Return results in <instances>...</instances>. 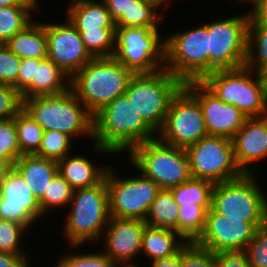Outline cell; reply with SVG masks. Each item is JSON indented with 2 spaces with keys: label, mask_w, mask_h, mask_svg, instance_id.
<instances>
[{
  "label": "cell",
  "mask_w": 267,
  "mask_h": 267,
  "mask_svg": "<svg viewBox=\"0 0 267 267\" xmlns=\"http://www.w3.org/2000/svg\"><path fill=\"white\" fill-rule=\"evenodd\" d=\"M79 252L63 253L54 267H118L103 251Z\"/></svg>",
  "instance_id": "cell-38"
},
{
  "label": "cell",
  "mask_w": 267,
  "mask_h": 267,
  "mask_svg": "<svg viewBox=\"0 0 267 267\" xmlns=\"http://www.w3.org/2000/svg\"><path fill=\"white\" fill-rule=\"evenodd\" d=\"M184 83L165 68L149 74H135L125 95L140 117L157 133L163 126L172 98Z\"/></svg>",
  "instance_id": "cell-7"
},
{
  "label": "cell",
  "mask_w": 267,
  "mask_h": 267,
  "mask_svg": "<svg viewBox=\"0 0 267 267\" xmlns=\"http://www.w3.org/2000/svg\"><path fill=\"white\" fill-rule=\"evenodd\" d=\"M135 74L113 57L92 58L70 79V88L94 116L125 94Z\"/></svg>",
  "instance_id": "cell-2"
},
{
  "label": "cell",
  "mask_w": 267,
  "mask_h": 267,
  "mask_svg": "<svg viewBox=\"0 0 267 267\" xmlns=\"http://www.w3.org/2000/svg\"><path fill=\"white\" fill-rule=\"evenodd\" d=\"M70 212L63 222V239L71 248L98 242L105 230L110 214L106 179L99 184L73 191Z\"/></svg>",
  "instance_id": "cell-4"
},
{
  "label": "cell",
  "mask_w": 267,
  "mask_h": 267,
  "mask_svg": "<svg viewBox=\"0 0 267 267\" xmlns=\"http://www.w3.org/2000/svg\"><path fill=\"white\" fill-rule=\"evenodd\" d=\"M40 5H17L0 7V44H5L16 33L23 30L38 13ZM32 14V15H31Z\"/></svg>",
  "instance_id": "cell-28"
},
{
  "label": "cell",
  "mask_w": 267,
  "mask_h": 267,
  "mask_svg": "<svg viewBox=\"0 0 267 267\" xmlns=\"http://www.w3.org/2000/svg\"><path fill=\"white\" fill-rule=\"evenodd\" d=\"M21 156L14 118L0 121V157L14 165Z\"/></svg>",
  "instance_id": "cell-39"
},
{
  "label": "cell",
  "mask_w": 267,
  "mask_h": 267,
  "mask_svg": "<svg viewBox=\"0 0 267 267\" xmlns=\"http://www.w3.org/2000/svg\"><path fill=\"white\" fill-rule=\"evenodd\" d=\"M208 136L198 101L182 87L172 98L157 138L168 145L184 148Z\"/></svg>",
  "instance_id": "cell-14"
},
{
  "label": "cell",
  "mask_w": 267,
  "mask_h": 267,
  "mask_svg": "<svg viewBox=\"0 0 267 267\" xmlns=\"http://www.w3.org/2000/svg\"><path fill=\"white\" fill-rule=\"evenodd\" d=\"M257 180L255 173L243 174L233 180L215 184L211 209L227 215V218L267 222V194Z\"/></svg>",
  "instance_id": "cell-10"
},
{
  "label": "cell",
  "mask_w": 267,
  "mask_h": 267,
  "mask_svg": "<svg viewBox=\"0 0 267 267\" xmlns=\"http://www.w3.org/2000/svg\"><path fill=\"white\" fill-rule=\"evenodd\" d=\"M14 168L21 174L38 201L44 196L58 172L57 161L37 155H22L14 163Z\"/></svg>",
  "instance_id": "cell-23"
},
{
  "label": "cell",
  "mask_w": 267,
  "mask_h": 267,
  "mask_svg": "<svg viewBox=\"0 0 267 267\" xmlns=\"http://www.w3.org/2000/svg\"><path fill=\"white\" fill-rule=\"evenodd\" d=\"M36 65H39V59H21L17 81L13 85L20 94L35 81Z\"/></svg>",
  "instance_id": "cell-44"
},
{
  "label": "cell",
  "mask_w": 267,
  "mask_h": 267,
  "mask_svg": "<svg viewBox=\"0 0 267 267\" xmlns=\"http://www.w3.org/2000/svg\"><path fill=\"white\" fill-rule=\"evenodd\" d=\"M85 49L93 58L112 57L115 50V28L79 31Z\"/></svg>",
  "instance_id": "cell-35"
},
{
  "label": "cell",
  "mask_w": 267,
  "mask_h": 267,
  "mask_svg": "<svg viewBox=\"0 0 267 267\" xmlns=\"http://www.w3.org/2000/svg\"><path fill=\"white\" fill-rule=\"evenodd\" d=\"M138 175L131 178L118 175L109 166L105 179L108 190L110 216L145 221L152 202L161 190L150 178L135 168Z\"/></svg>",
  "instance_id": "cell-12"
},
{
  "label": "cell",
  "mask_w": 267,
  "mask_h": 267,
  "mask_svg": "<svg viewBox=\"0 0 267 267\" xmlns=\"http://www.w3.org/2000/svg\"><path fill=\"white\" fill-rule=\"evenodd\" d=\"M66 19L63 23L44 22L47 58L70 78L93 57L85 49L79 31Z\"/></svg>",
  "instance_id": "cell-16"
},
{
  "label": "cell",
  "mask_w": 267,
  "mask_h": 267,
  "mask_svg": "<svg viewBox=\"0 0 267 267\" xmlns=\"http://www.w3.org/2000/svg\"><path fill=\"white\" fill-rule=\"evenodd\" d=\"M191 177L214 184L233 180L244 173L236 163L231 139L206 136L186 149Z\"/></svg>",
  "instance_id": "cell-13"
},
{
  "label": "cell",
  "mask_w": 267,
  "mask_h": 267,
  "mask_svg": "<svg viewBox=\"0 0 267 267\" xmlns=\"http://www.w3.org/2000/svg\"><path fill=\"white\" fill-rule=\"evenodd\" d=\"M152 2L135 0L127 12L115 22V27H159L165 15Z\"/></svg>",
  "instance_id": "cell-30"
},
{
  "label": "cell",
  "mask_w": 267,
  "mask_h": 267,
  "mask_svg": "<svg viewBox=\"0 0 267 267\" xmlns=\"http://www.w3.org/2000/svg\"><path fill=\"white\" fill-rule=\"evenodd\" d=\"M73 139L59 131H44L39 151L35 154L39 157L61 160L71 153Z\"/></svg>",
  "instance_id": "cell-36"
},
{
  "label": "cell",
  "mask_w": 267,
  "mask_h": 267,
  "mask_svg": "<svg viewBox=\"0 0 267 267\" xmlns=\"http://www.w3.org/2000/svg\"><path fill=\"white\" fill-rule=\"evenodd\" d=\"M22 100L23 109L44 131H59L74 141L83 135L93 140L94 117L71 88L62 94Z\"/></svg>",
  "instance_id": "cell-3"
},
{
  "label": "cell",
  "mask_w": 267,
  "mask_h": 267,
  "mask_svg": "<svg viewBox=\"0 0 267 267\" xmlns=\"http://www.w3.org/2000/svg\"><path fill=\"white\" fill-rule=\"evenodd\" d=\"M183 87L198 101L208 136L231 139L244 125L247 117L234 105L220 100L201 81H188Z\"/></svg>",
  "instance_id": "cell-18"
},
{
  "label": "cell",
  "mask_w": 267,
  "mask_h": 267,
  "mask_svg": "<svg viewBox=\"0 0 267 267\" xmlns=\"http://www.w3.org/2000/svg\"><path fill=\"white\" fill-rule=\"evenodd\" d=\"M249 25L267 26V0H251ZM253 8V9H252Z\"/></svg>",
  "instance_id": "cell-46"
},
{
  "label": "cell",
  "mask_w": 267,
  "mask_h": 267,
  "mask_svg": "<svg viewBox=\"0 0 267 267\" xmlns=\"http://www.w3.org/2000/svg\"><path fill=\"white\" fill-rule=\"evenodd\" d=\"M182 267H215L214 253L194 241L182 247Z\"/></svg>",
  "instance_id": "cell-41"
},
{
  "label": "cell",
  "mask_w": 267,
  "mask_h": 267,
  "mask_svg": "<svg viewBox=\"0 0 267 267\" xmlns=\"http://www.w3.org/2000/svg\"><path fill=\"white\" fill-rule=\"evenodd\" d=\"M6 47L20 59L47 58V37L43 21H32L6 43Z\"/></svg>",
  "instance_id": "cell-26"
},
{
  "label": "cell",
  "mask_w": 267,
  "mask_h": 267,
  "mask_svg": "<svg viewBox=\"0 0 267 267\" xmlns=\"http://www.w3.org/2000/svg\"><path fill=\"white\" fill-rule=\"evenodd\" d=\"M42 217L48 216L44 217L38 199L13 168L0 181V219L20 223L29 230Z\"/></svg>",
  "instance_id": "cell-17"
},
{
  "label": "cell",
  "mask_w": 267,
  "mask_h": 267,
  "mask_svg": "<svg viewBox=\"0 0 267 267\" xmlns=\"http://www.w3.org/2000/svg\"><path fill=\"white\" fill-rule=\"evenodd\" d=\"M28 254L0 252V267H30Z\"/></svg>",
  "instance_id": "cell-47"
},
{
  "label": "cell",
  "mask_w": 267,
  "mask_h": 267,
  "mask_svg": "<svg viewBox=\"0 0 267 267\" xmlns=\"http://www.w3.org/2000/svg\"><path fill=\"white\" fill-rule=\"evenodd\" d=\"M208 28L209 74L216 70L246 66L248 54L249 15L237 14L212 22Z\"/></svg>",
  "instance_id": "cell-11"
},
{
  "label": "cell",
  "mask_w": 267,
  "mask_h": 267,
  "mask_svg": "<svg viewBox=\"0 0 267 267\" xmlns=\"http://www.w3.org/2000/svg\"><path fill=\"white\" fill-rule=\"evenodd\" d=\"M266 222H247L243 218H227V215L208 210L205 227L194 241L212 253L244 251L259 226Z\"/></svg>",
  "instance_id": "cell-15"
},
{
  "label": "cell",
  "mask_w": 267,
  "mask_h": 267,
  "mask_svg": "<svg viewBox=\"0 0 267 267\" xmlns=\"http://www.w3.org/2000/svg\"><path fill=\"white\" fill-rule=\"evenodd\" d=\"M18 144L22 155H35L41 146L44 130L22 109L15 117Z\"/></svg>",
  "instance_id": "cell-32"
},
{
  "label": "cell",
  "mask_w": 267,
  "mask_h": 267,
  "mask_svg": "<svg viewBox=\"0 0 267 267\" xmlns=\"http://www.w3.org/2000/svg\"><path fill=\"white\" fill-rule=\"evenodd\" d=\"M134 74H149L165 66V39L159 27H115L112 56Z\"/></svg>",
  "instance_id": "cell-8"
},
{
  "label": "cell",
  "mask_w": 267,
  "mask_h": 267,
  "mask_svg": "<svg viewBox=\"0 0 267 267\" xmlns=\"http://www.w3.org/2000/svg\"><path fill=\"white\" fill-rule=\"evenodd\" d=\"M21 59L5 44H0V84L13 86L18 77Z\"/></svg>",
  "instance_id": "cell-43"
},
{
  "label": "cell",
  "mask_w": 267,
  "mask_h": 267,
  "mask_svg": "<svg viewBox=\"0 0 267 267\" xmlns=\"http://www.w3.org/2000/svg\"><path fill=\"white\" fill-rule=\"evenodd\" d=\"M127 156L131 166L160 189L170 190L192 178L186 150L165 144L157 137L134 146Z\"/></svg>",
  "instance_id": "cell-6"
},
{
  "label": "cell",
  "mask_w": 267,
  "mask_h": 267,
  "mask_svg": "<svg viewBox=\"0 0 267 267\" xmlns=\"http://www.w3.org/2000/svg\"><path fill=\"white\" fill-rule=\"evenodd\" d=\"M66 18L78 31H100L115 28L106 3L103 0H69Z\"/></svg>",
  "instance_id": "cell-22"
},
{
  "label": "cell",
  "mask_w": 267,
  "mask_h": 267,
  "mask_svg": "<svg viewBox=\"0 0 267 267\" xmlns=\"http://www.w3.org/2000/svg\"><path fill=\"white\" fill-rule=\"evenodd\" d=\"M14 168V165L4 157H0V181Z\"/></svg>",
  "instance_id": "cell-51"
},
{
  "label": "cell",
  "mask_w": 267,
  "mask_h": 267,
  "mask_svg": "<svg viewBox=\"0 0 267 267\" xmlns=\"http://www.w3.org/2000/svg\"><path fill=\"white\" fill-rule=\"evenodd\" d=\"M187 30L165 39L164 68L183 83L201 81L209 74L208 28L202 22Z\"/></svg>",
  "instance_id": "cell-9"
},
{
  "label": "cell",
  "mask_w": 267,
  "mask_h": 267,
  "mask_svg": "<svg viewBox=\"0 0 267 267\" xmlns=\"http://www.w3.org/2000/svg\"><path fill=\"white\" fill-rule=\"evenodd\" d=\"M28 231L29 230L20 223L0 219V252L28 254L24 252V249L22 250L23 237Z\"/></svg>",
  "instance_id": "cell-37"
},
{
  "label": "cell",
  "mask_w": 267,
  "mask_h": 267,
  "mask_svg": "<svg viewBox=\"0 0 267 267\" xmlns=\"http://www.w3.org/2000/svg\"><path fill=\"white\" fill-rule=\"evenodd\" d=\"M246 66L267 77V26H248Z\"/></svg>",
  "instance_id": "cell-31"
},
{
  "label": "cell",
  "mask_w": 267,
  "mask_h": 267,
  "mask_svg": "<svg viewBox=\"0 0 267 267\" xmlns=\"http://www.w3.org/2000/svg\"><path fill=\"white\" fill-rule=\"evenodd\" d=\"M231 142L240 170L244 174H257L252 165L267 158V115L247 118Z\"/></svg>",
  "instance_id": "cell-20"
},
{
  "label": "cell",
  "mask_w": 267,
  "mask_h": 267,
  "mask_svg": "<svg viewBox=\"0 0 267 267\" xmlns=\"http://www.w3.org/2000/svg\"><path fill=\"white\" fill-rule=\"evenodd\" d=\"M187 241L176 231L146 225L142 236L141 255L150 262L177 254Z\"/></svg>",
  "instance_id": "cell-25"
},
{
  "label": "cell",
  "mask_w": 267,
  "mask_h": 267,
  "mask_svg": "<svg viewBox=\"0 0 267 267\" xmlns=\"http://www.w3.org/2000/svg\"><path fill=\"white\" fill-rule=\"evenodd\" d=\"M146 225L143 220L110 216L101 236L103 249H100L118 267H138V264L135 266L134 260L141 255L142 236Z\"/></svg>",
  "instance_id": "cell-19"
},
{
  "label": "cell",
  "mask_w": 267,
  "mask_h": 267,
  "mask_svg": "<svg viewBox=\"0 0 267 267\" xmlns=\"http://www.w3.org/2000/svg\"><path fill=\"white\" fill-rule=\"evenodd\" d=\"M22 109L21 94L11 85L0 84V121L14 118Z\"/></svg>",
  "instance_id": "cell-42"
},
{
  "label": "cell",
  "mask_w": 267,
  "mask_h": 267,
  "mask_svg": "<svg viewBox=\"0 0 267 267\" xmlns=\"http://www.w3.org/2000/svg\"><path fill=\"white\" fill-rule=\"evenodd\" d=\"M201 82L220 100L234 105L247 118L267 115V77L247 66L216 70L207 74Z\"/></svg>",
  "instance_id": "cell-5"
},
{
  "label": "cell",
  "mask_w": 267,
  "mask_h": 267,
  "mask_svg": "<svg viewBox=\"0 0 267 267\" xmlns=\"http://www.w3.org/2000/svg\"><path fill=\"white\" fill-rule=\"evenodd\" d=\"M70 77L48 58L39 59L35 81L21 94L22 99L62 94L70 89Z\"/></svg>",
  "instance_id": "cell-24"
},
{
  "label": "cell",
  "mask_w": 267,
  "mask_h": 267,
  "mask_svg": "<svg viewBox=\"0 0 267 267\" xmlns=\"http://www.w3.org/2000/svg\"><path fill=\"white\" fill-rule=\"evenodd\" d=\"M178 208V233L187 242L195 241L204 230L208 210L202 204L184 205Z\"/></svg>",
  "instance_id": "cell-33"
},
{
  "label": "cell",
  "mask_w": 267,
  "mask_h": 267,
  "mask_svg": "<svg viewBox=\"0 0 267 267\" xmlns=\"http://www.w3.org/2000/svg\"><path fill=\"white\" fill-rule=\"evenodd\" d=\"M244 251L251 267H267V222L256 229Z\"/></svg>",
  "instance_id": "cell-40"
},
{
  "label": "cell",
  "mask_w": 267,
  "mask_h": 267,
  "mask_svg": "<svg viewBox=\"0 0 267 267\" xmlns=\"http://www.w3.org/2000/svg\"><path fill=\"white\" fill-rule=\"evenodd\" d=\"M71 185L57 172L44 196L39 200L42 214L48 215L53 209L68 207L73 196Z\"/></svg>",
  "instance_id": "cell-34"
},
{
  "label": "cell",
  "mask_w": 267,
  "mask_h": 267,
  "mask_svg": "<svg viewBox=\"0 0 267 267\" xmlns=\"http://www.w3.org/2000/svg\"><path fill=\"white\" fill-rule=\"evenodd\" d=\"M179 208L171 190L161 189L152 202L145 223L148 226L178 232Z\"/></svg>",
  "instance_id": "cell-27"
},
{
  "label": "cell",
  "mask_w": 267,
  "mask_h": 267,
  "mask_svg": "<svg viewBox=\"0 0 267 267\" xmlns=\"http://www.w3.org/2000/svg\"><path fill=\"white\" fill-rule=\"evenodd\" d=\"M38 0H0V7H12L17 5H40Z\"/></svg>",
  "instance_id": "cell-50"
},
{
  "label": "cell",
  "mask_w": 267,
  "mask_h": 267,
  "mask_svg": "<svg viewBox=\"0 0 267 267\" xmlns=\"http://www.w3.org/2000/svg\"><path fill=\"white\" fill-rule=\"evenodd\" d=\"M150 264L151 267H182V248L174 256L153 261Z\"/></svg>",
  "instance_id": "cell-49"
},
{
  "label": "cell",
  "mask_w": 267,
  "mask_h": 267,
  "mask_svg": "<svg viewBox=\"0 0 267 267\" xmlns=\"http://www.w3.org/2000/svg\"><path fill=\"white\" fill-rule=\"evenodd\" d=\"M73 154L74 156L69 154L57 161L58 173L71 185L73 190L95 186L105 178L110 165L99 166L87 156Z\"/></svg>",
  "instance_id": "cell-21"
},
{
  "label": "cell",
  "mask_w": 267,
  "mask_h": 267,
  "mask_svg": "<svg viewBox=\"0 0 267 267\" xmlns=\"http://www.w3.org/2000/svg\"><path fill=\"white\" fill-rule=\"evenodd\" d=\"M106 3L111 19L116 22L124 12L134 4L135 0H103Z\"/></svg>",
  "instance_id": "cell-48"
},
{
  "label": "cell",
  "mask_w": 267,
  "mask_h": 267,
  "mask_svg": "<svg viewBox=\"0 0 267 267\" xmlns=\"http://www.w3.org/2000/svg\"><path fill=\"white\" fill-rule=\"evenodd\" d=\"M146 1H149V2L154 3L158 8H162L163 7V4H164V7L165 6L167 7L168 5H170L168 3L169 2L171 3V0H146Z\"/></svg>",
  "instance_id": "cell-52"
},
{
  "label": "cell",
  "mask_w": 267,
  "mask_h": 267,
  "mask_svg": "<svg viewBox=\"0 0 267 267\" xmlns=\"http://www.w3.org/2000/svg\"><path fill=\"white\" fill-rule=\"evenodd\" d=\"M93 117L92 145L98 155L128 153L134 146L157 136L125 94L105 105Z\"/></svg>",
  "instance_id": "cell-1"
},
{
  "label": "cell",
  "mask_w": 267,
  "mask_h": 267,
  "mask_svg": "<svg viewBox=\"0 0 267 267\" xmlns=\"http://www.w3.org/2000/svg\"><path fill=\"white\" fill-rule=\"evenodd\" d=\"M214 259L215 267H251L245 251H221Z\"/></svg>",
  "instance_id": "cell-45"
},
{
  "label": "cell",
  "mask_w": 267,
  "mask_h": 267,
  "mask_svg": "<svg viewBox=\"0 0 267 267\" xmlns=\"http://www.w3.org/2000/svg\"><path fill=\"white\" fill-rule=\"evenodd\" d=\"M214 183L191 178L177 187L171 188L178 207L192 204H202L207 210L211 208Z\"/></svg>",
  "instance_id": "cell-29"
}]
</instances>
